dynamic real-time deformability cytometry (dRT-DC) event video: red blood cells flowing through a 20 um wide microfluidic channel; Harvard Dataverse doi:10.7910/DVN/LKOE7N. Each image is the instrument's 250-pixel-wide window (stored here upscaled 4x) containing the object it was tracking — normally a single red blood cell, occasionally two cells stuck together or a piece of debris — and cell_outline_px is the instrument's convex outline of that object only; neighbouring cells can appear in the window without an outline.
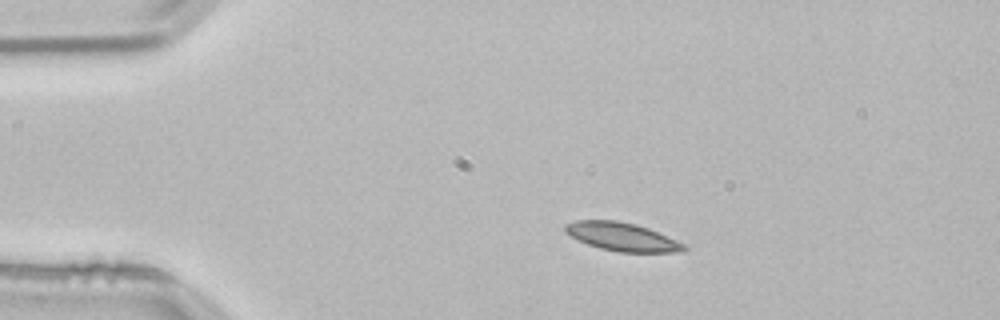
{"species": "common noctule bat (a hibernating species)", "species_latin": "Nyctalus noctula", "temperature_condition": "room temperature", "stored_images_in_passage": 44, "camera_frame_rate_fps": 3000, "um_per_image_px": 0.085, "animal": {"sex": "male", "body_mass_g": 21.5, "forearm_length_mm": 52.0}, "frame": {"image": 1, "passage_image": 1, "time_ms": 0.0, "image_size_px": [1000, 320], "cell_outline_px": [[688, 248], [684, 252], [620, 252], [600, 248], [588, 244], [564, 232], [564, 224], [576, 220], [616, 220], [636, 224], [648, 228], [684, 244]], "centroid_in_image_um": [52.87, 20.12], "position_along_channel_um": 32.1, "area_um2": 19.48}}
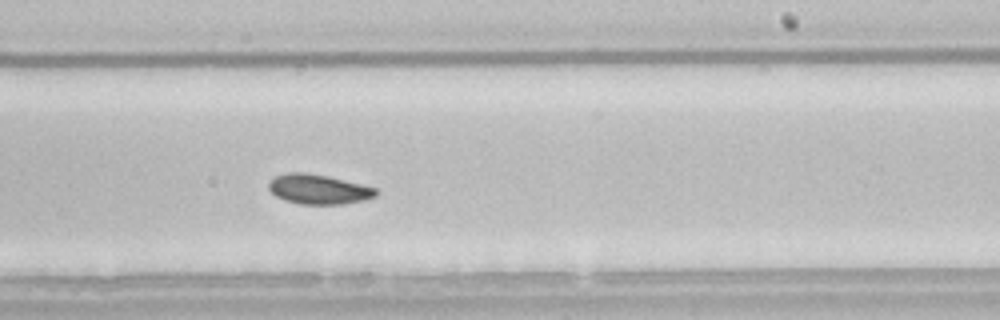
{"frame": {"image": 2, "passage_image": 23, "time_ms": 7.333, "image_size_px": [1000, 320], "cell_outline_px": [[376, 196], [364, 200], [344, 204], [300, 204], [284, 200], [276, 196], [268, 188], [268, 184], [276, 176], [288, 172], [304, 172], [328, 176], [376, 188]], "centroid_in_image_um": [27.06, 16.09], "position_along_channel_um": 261.9, "area_um2": 18.44}}
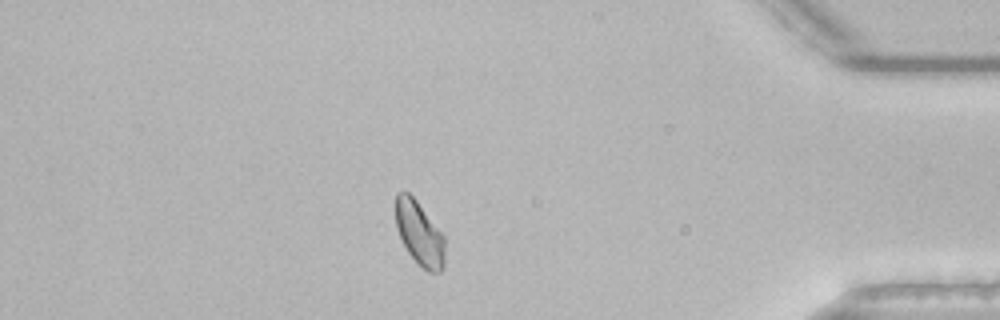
{"frame": {"image": 3, "passage_image": 37, "time_ms": 12.0, "image_size_px": [1000, 320], "cell_outline_px": [[444, 268], [440, 272], [428, 272], [416, 264], [408, 252], [396, 228], [396, 192], [408, 192], [416, 200], [444, 236]], "centroid_in_image_um": [35.65, 19.88], "position_along_channel_um": 399.5, "area_um2": 18.26}, "authors_computed_cell_mechanics": {"area_um2": 18.7272, "velocity_mm_per_s": 3.7953, "shape_relaxation_time_tau1_ms": null, "shape_relaxation_time_tau2_ms": 8.181, "deformation_change_tau1": null, "deformation_change_tau2": 0.0855}}